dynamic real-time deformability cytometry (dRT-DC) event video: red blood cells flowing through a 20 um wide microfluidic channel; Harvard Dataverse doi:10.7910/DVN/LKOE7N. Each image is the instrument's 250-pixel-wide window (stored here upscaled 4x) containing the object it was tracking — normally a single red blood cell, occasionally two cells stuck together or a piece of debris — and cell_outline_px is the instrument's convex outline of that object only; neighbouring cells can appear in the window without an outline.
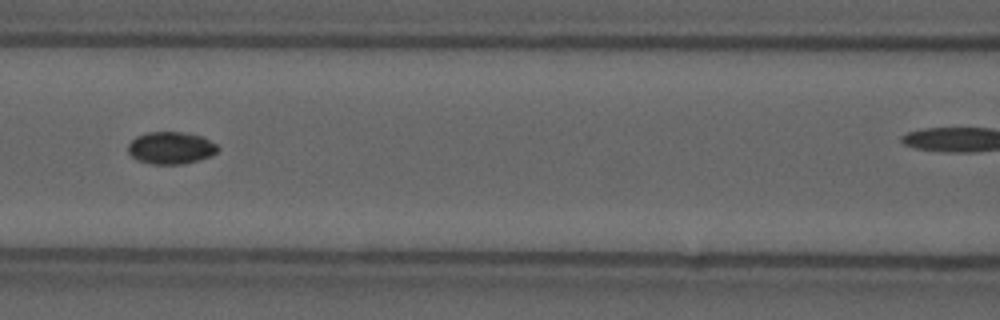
{"species": "common noctule bat (a hibernating species)", "species_latin": "Nyctalus noctula", "temperature_condition": "cold", "stored_images_in_passage": 12, "camera_frame_rate_fps": 3000, "um_per_image_px": 0.085, "animal": {"sex": "male", "forearm_length_mm": 52.5}, "frame": {"image": 1, "passage_image": 7, "time_ms": 2.0, "image_size_px": [1000, 320], "cell_outline_px": [[220, 148], [212, 156], [184, 164], [152, 164], [136, 160], [128, 152], [128, 144], [136, 136], [148, 132], [180, 132], [200, 136], [216, 144]], "centroid_in_image_um": [14.51, 12.58], "position_along_channel_um": 152.1, "area_um2": 16.82}}
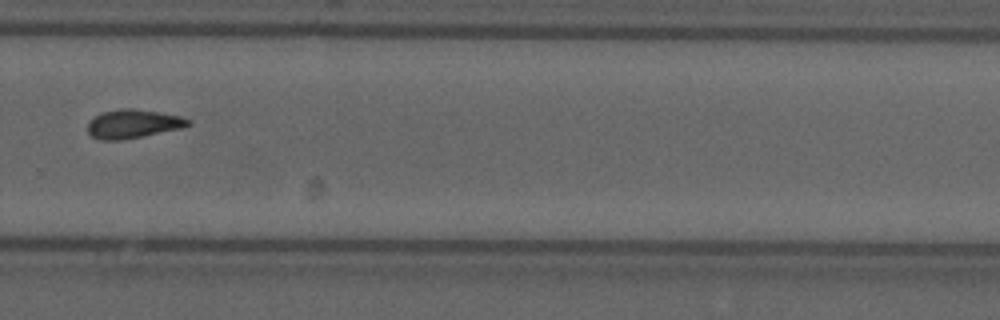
{"frame": {"image": 2, "passage_image": 12, "time_ms": 3.667, "image_size_px": [1000, 320], "cell_outline_px": [[192, 124], [184, 128], [120, 140], [100, 140], [92, 136], [88, 132], [88, 120], [104, 112], [120, 108], [132, 108], [180, 116], [192, 120]], "centroid_in_image_um": [11.33, 10.53], "position_along_channel_um": 318.5, "area_um2": 16.76}}